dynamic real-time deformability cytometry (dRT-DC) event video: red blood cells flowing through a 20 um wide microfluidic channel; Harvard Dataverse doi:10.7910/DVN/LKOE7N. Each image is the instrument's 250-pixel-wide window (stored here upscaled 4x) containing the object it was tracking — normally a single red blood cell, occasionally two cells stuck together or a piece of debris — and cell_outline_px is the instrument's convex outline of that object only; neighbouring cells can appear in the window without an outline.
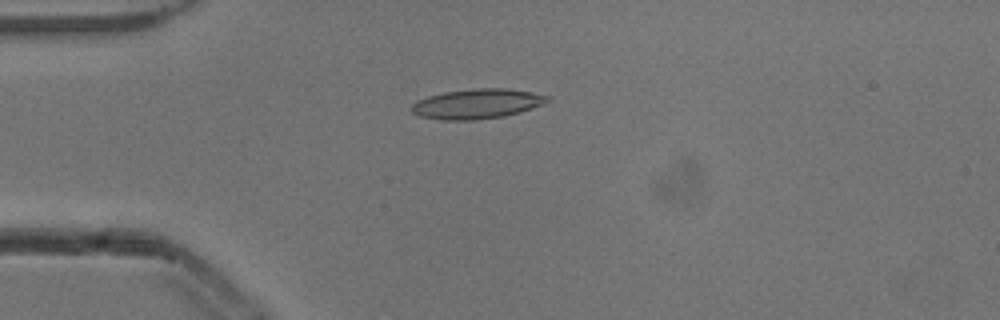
{"species": "common noctule bat (a hibernating species)", "species_latin": "Nyctalus noctula", "temperature_condition": "cold", "stored_images_in_passage": 50, "camera_frame_rate_fps": 3000, "um_per_image_px": 0.085, "animal": {"sex": "male", "body_mass_g": 13.3}, "frame": {"image": 1, "passage_image": 11, "time_ms": 3.333, "image_size_px": [1000, 320], "cell_outline_px": [[552, 100], [532, 108], [520, 112], [504, 116], [476, 120], [440, 120], [420, 116], [412, 112], [408, 108], [416, 100], [428, 96], [444, 92], [476, 88], [508, 88], [532, 92], [548, 96]], "centroid_in_image_um": [40.52, 8.82], "position_along_channel_um": 44.5, "area_um2": 23.81}}
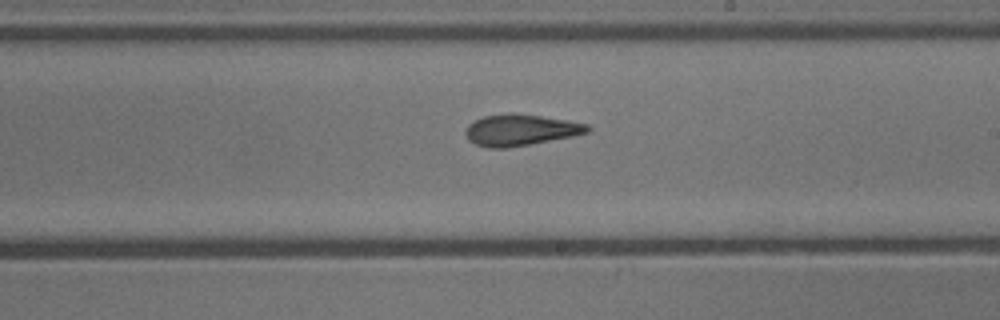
{"frame": {"image": 2, "passage_image": 28, "time_ms": 9.0, "image_size_px": [1000, 320], "cell_outline_px": [[592, 128], [588, 132], [572, 136], [508, 148], [488, 148], [476, 144], [468, 140], [464, 132], [468, 124], [484, 116], [508, 112], [512, 112], [568, 120], [588, 124]], "centroid_in_image_um": [44.22, 11.04], "position_along_channel_um": 244.8, "area_um2": 22.31}}
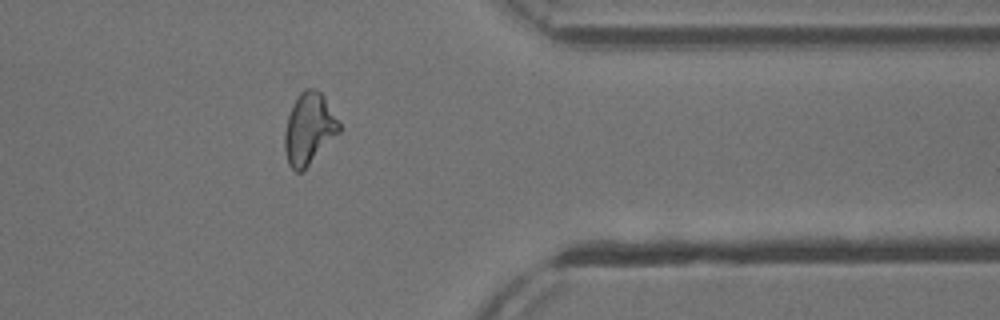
{"frame": {"image": 3, "passage_image": 40, "time_ms": 13.0, "image_size_px": [1000, 320], "cell_outline_px": [[340, 132], [300, 172], [296, 172], [288, 164], [284, 148], [284, 132], [288, 116], [292, 104], [300, 92], [304, 88], [316, 88], [324, 96], [340, 124]], "centroid_in_image_um": [26.24, 10.9], "position_along_channel_um": 385.2, "area_um2": 22.43}, "authors_computed_cell_mechanics": {"area_um2": 22.2819, "velocity_mm_per_s": 3.8829, "shape_relaxation_time_tau1_ms": 4.8128, "shape_relaxation_time_tau2_ms": 2.7171, "deformation_change_tau1": 0.1791, "deformation_change_tau2": 0.1154}}